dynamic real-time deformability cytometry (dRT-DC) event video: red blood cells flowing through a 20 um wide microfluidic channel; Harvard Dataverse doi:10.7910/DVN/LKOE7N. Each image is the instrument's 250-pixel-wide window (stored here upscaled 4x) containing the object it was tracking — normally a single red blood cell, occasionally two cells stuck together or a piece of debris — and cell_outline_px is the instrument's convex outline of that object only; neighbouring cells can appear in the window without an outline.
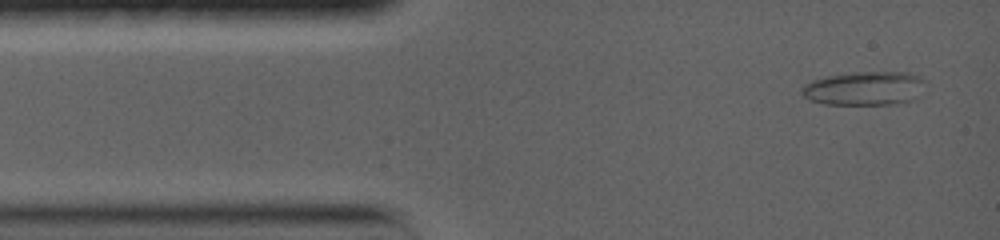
{"species": "common noctule bat (a hibernating species)", "species_latin": "Nyctalus noctula", "temperature_condition": "warm", "stored_images_in_passage": 48, "camera_frame_rate_fps": 5000, "um_per_image_px": 0.085, "animal": {"sex": "female", "body_mass_g": 19.0, "forearm_length_mm": 56.7}, "frame": {"image": 1, "passage_image": 3, "time_ms": 0.6, "image_size_px": [1000, 240], "cell_outline_px": [[928, 80], [912, 100], [892, 104], [824, 104], [808, 100], [800, 92], [800, 88], [804, 84], [812, 80], [828, 76], [856, 72], [904, 72], [920, 76]], "centroid_in_image_um": [73.44, 7.5], "position_along_channel_um": 11.6, "area_um2": 24.33}}
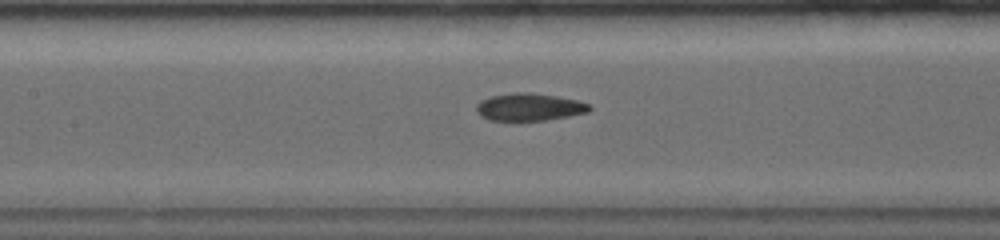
{"frame": {"image": 2, "passage_image": 19, "time_ms": 6.2, "image_size_px": [1000, 240], "cell_outline_px": [[592, 108], [588, 112], [548, 120], [520, 124], [488, 120], [480, 116], [476, 112], [476, 104], [480, 100], [492, 96], [516, 92], [528, 92], [556, 96], [576, 100], [588, 104]], "centroid_in_image_um": [44.91, 9.15], "position_along_channel_um": 162.5, "area_um2": 18.9}}
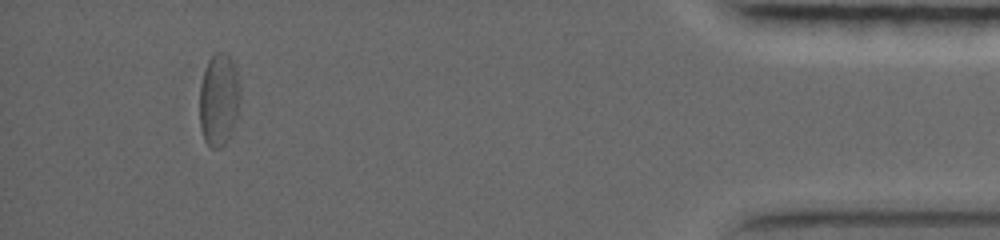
{"frame": {"image": 3, "passage_image": 44, "time_ms": 15.0, "image_size_px": [1000, 240], "cell_outline_px": [[236, 116], [228, 140], [220, 148], [212, 148], [204, 140], [200, 128], [200, 84], [208, 60], [216, 52], [220, 52], [228, 56], [232, 60], [236, 72]], "centroid_in_image_um": [18.53, 8.51], "position_along_channel_um": 416.7, "area_um2": 20.87}, "authors_computed_cell_mechanics": {"area_um2": 19.1896, "velocity_mm_per_s": 3.738, "shape_relaxation_time_tau1_ms": 4.9847, "shape_relaxation_time_tau2_ms": 3.0949, "deformation_change_tau1": 0.1442, "deformation_change_tau2": 0.0998}}